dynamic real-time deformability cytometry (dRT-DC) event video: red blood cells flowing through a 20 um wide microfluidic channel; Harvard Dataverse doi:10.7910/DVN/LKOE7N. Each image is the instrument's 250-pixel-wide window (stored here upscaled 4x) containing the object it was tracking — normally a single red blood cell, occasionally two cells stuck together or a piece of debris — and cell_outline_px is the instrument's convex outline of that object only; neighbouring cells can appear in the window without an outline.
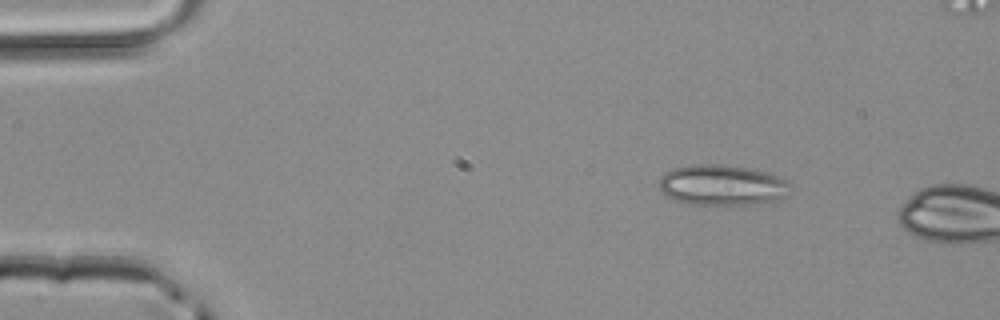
{"species": "common noctule bat (a hibernating species)", "species_latin": "Nyctalus noctula", "temperature_condition": "room temperature", "stored_images_in_passage": 9, "camera_frame_rate_fps": 3000, "um_per_image_px": 0.085, "animal": {"sex": "male", "body_mass_g": 20.4}, "frame": {"image": 1, "passage_image": 6, "time_ms": 1.667, "image_size_px": [1000, 320], "cell_outline_px": [[788, 196], [772, 200], [752, 204], [688, 204], [672, 200], [664, 196], [660, 192], [660, 176], [664, 172], [672, 168], [688, 164], [724, 164], [748, 168], [780, 176], [788, 184]], "centroid_in_image_um": [61.28, 15.72], "position_along_channel_um": 23.7, "area_um2": 31.15}}